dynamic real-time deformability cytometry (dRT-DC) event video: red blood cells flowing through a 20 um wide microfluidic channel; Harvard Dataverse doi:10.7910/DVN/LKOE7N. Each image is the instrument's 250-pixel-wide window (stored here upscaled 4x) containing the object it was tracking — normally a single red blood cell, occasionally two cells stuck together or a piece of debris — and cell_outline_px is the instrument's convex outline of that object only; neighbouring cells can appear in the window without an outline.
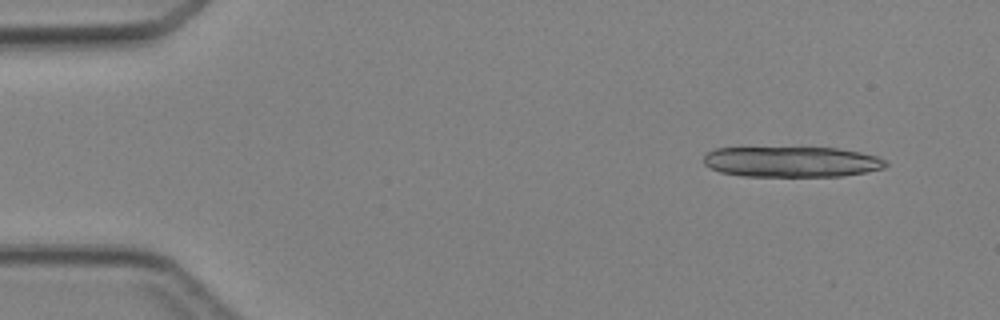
{"species": "Egyptian fruit bat (a non-hibernating species)", "species_latin": "Rousettus aegyptiacus", "temperature_condition": "cold", "stored_images_in_passage": 17, "camera_frame_rate_fps": 3000, "um_per_image_px": 0.085, "animal": {"sex": "female"}, "frame": {"image": 1, "passage_image": 4, "time_ms": 1.0, "image_size_px": [1000, 320], "cell_outline_px": [[888, 164], [884, 168], [864, 172], [840, 176], [740, 176], [720, 172], [704, 164], [704, 156], [708, 152], [716, 148], [836, 148], [860, 152], [876, 156], [888, 160]], "centroid_in_image_um": [67.3, 13.75], "position_along_channel_um": 17.7, "area_um2": 32.31}}
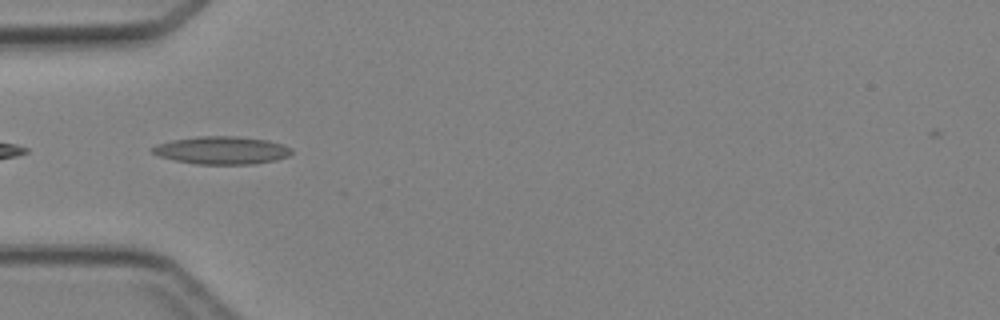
{"frame": {"image": 2, "passage_image": 15, "time_ms": 4.667, "image_size_px": [1000, 320], "cell_outline_px": [[292, 152], [288, 156], [276, 160], [252, 164], [196, 164], [172, 160], [160, 156], [152, 152], [148, 148], [156, 144], [172, 140], [200, 136], [236, 136], [268, 140], [284, 144], [292, 148]], "centroid_in_image_um": [18.84, 12.77], "position_along_channel_um": 66.2, "area_um2": 22.72}}